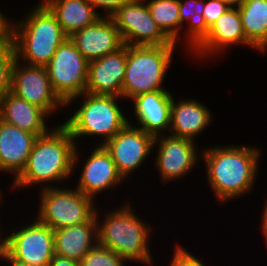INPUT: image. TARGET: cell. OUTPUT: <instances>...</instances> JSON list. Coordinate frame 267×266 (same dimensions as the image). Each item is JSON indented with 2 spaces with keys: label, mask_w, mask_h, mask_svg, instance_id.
I'll return each mask as SVG.
<instances>
[{
  "label": "cell",
  "mask_w": 267,
  "mask_h": 266,
  "mask_svg": "<svg viewBox=\"0 0 267 266\" xmlns=\"http://www.w3.org/2000/svg\"><path fill=\"white\" fill-rule=\"evenodd\" d=\"M134 115L147 134L160 136L170 130V115L173 95L168 90H156L131 99Z\"/></svg>",
  "instance_id": "ac0fdd59"
},
{
  "label": "cell",
  "mask_w": 267,
  "mask_h": 266,
  "mask_svg": "<svg viewBox=\"0 0 267 266\" xmlns=\"http://www.w3.org/2000/svg\"><path fill=\"white\" fill-rule=\"evenodd\" d=\"M174 258L171 261L170 266H204L199 259L193 256L190 252L186 251L179 244L176 246Z\"/></svg>",
  "instance_id": "f546056e"
},
{
  "label": "cell",
  "mask_w": 267,
  "mask_h": 266,
  "mask_svg": "<svg viewBox=\"0 0 267 266\" xmlns=\"http://www.w3.org/2000/svg\"><path fill=\"white\" fill-rule=\"evenodd\" d=\"M48 266H80L78 261L54 255Z\"/></svg>",
  "instance_id": "d6a6232c"
},
{
  "label": "cell",
  "mask_w": 267,
  "mask_h": 266,
  "mask_svg": "<svg viewBox=\"0 0 267 266\" xmlns=\"http://www.w3.org/2000/svg\"><path fill=\"white\" fill-rule=\"evenodd\" d=\"M254 46L246 39L238 8H229L195 42L190 53L199 58L213 56L227 50L230 45ZM205 56V57H203Z\"/></svg>",
  "instance_id": "4fadbf2b"
},
{
  "label": "cell",
  "mask_w": 267,
  "mask_h": 266,
  "mask_svg": "<svg viewBox=\"0 0 267 266\" xmlns=\"http://www.w3.org/2000/svg\"><path fill=\"white\" fill-rule=\"evenodd\" d=\"M94 8H103L106 16H111L116 12L122 5L127 3L129 0H86ZM107 12V13H106Z\"/></svg>",
  "instance_id": "4dcf8cb0"
},
{
  "label": "cell",
  "mask_w": 267,
  "mask_h": 266,
  "mask_svg": "<svg viewBox=\"0 0 267 266\" xmlns=\"http://www.w3.org/2000/svg\"><path fill=\"white\" fill-rule=\"evenodd\" d=\"M15 59L11 69V89L15 95L44 110L48 115L66 105L54 93L45 66L20 64Z\"/></svg>",
  "instance_id": "8fae6325"
},
{
  "label": "cell",
  "mask_w": 267,
  "mask_h": 266,
  "mask_svg": "<svg viewBox=\"0 0 267 266\" xmlns=\"http://www.w3.org/2000/svg\"><path fill=\"white\" fill-rule=\"evenodd\" d=\"M228 7L222 0L204 1L203 16L200 19V37L224 14Z\"/></svg>",
  "instance_id": "f1b7e54d"
},
{
  "label": "cell",
  "mask_w": 267,
  "mask_h": 266,
  "mask_svg": "<svg viewBox=\"0 0 267 266\" xmlns=\"http://www.w3.org/2000/svg\"><path fill=\"white\" fill-rule=\"evenodd\" d=\"M89 61L67 38L45 65L54 93L70 105L85 93Z\"/></svg>",
  "instance_id": "9c48e42d"
},
{
  "label": "cell",
  "mask_w": 267,
  "mask_h": 266,
  "mask_svg": "<svg viewBox=\"0 0 267 266\" xmlns=\"http://www.w3.org/2000/svg\"><path fill=\"white\" fill-rule=\"evenodd\" d=\"M176 45H127V61L123 79L122 99L166 90L162 82L172 62ZM124 97V98H123Z\"/></svg>",
  "instance_id": "5b68a950"
},
{
  "label": "cell",
  "mask_w": 267,
  "mask_h": 266,
  "mask_svg": "<svg viewBox=\"0 0 267 266\" xmlns=\"http://www.w3.org/2000/svg\"><path fill=\"white\" fill-rule=\"evenodd\" d=\"M130 206L106 213L102 223L97 219L98 245L111 249L127 261L151 264L150 226L135 215ZM100 223V224H99ZM149 226V227H147Z\"/></svg>",
  "instance_id": "277c9868"
},
{
  "label": "cell",
  "mask_w": 267,
  "mask_h": 266,
  "mask_svg": "<svg viewBox=\"0 0 267 266\" xmlns=\"http://www.w3.org/2000/svg\"><path fill=\"white\" fill-rule=\"evenodd\" d=\"M47 116L49 115L44 110L11 91L0 98V120L35 134L37 137L49 132L45 123Z\"/></svg>",
  "instance_id": "ffe728a7"
},
{
  "label": "cell",
  "mask_w": 267,
  "mask_h": 266,
  "mask_svg": "<svg viewBox=\"0 0 267 266\" xmlns=\"http://www.w3.org/2000/svg\"><path fill=\"white\" fill-rule=\"evenodd\" d=\"M70 131L59 124L37 137L25 168L14 179V187L24 188L68 178L79 160L78 149Z\"/></svg>",
  "instance_id": "7a4b0ae2"
},
{
  "label": "cell",
  "mask_w": 267,
  "mask_h": 266,
  "mask_svg": "<svg viewBox=\"0 0 267 266\" xmlns=\"http://www.w3.org/2000/svg\"><path fill=\"white\" fill-rule=\"evenodd\" d=\"M37 136L0 120V171L15 173L25 168Z\"/></svg>",
  "instance_id": "d6986e66"
},
{
  "label": "cell",
  "mask_w": 267,
  "mask_h": 266,
  "mask_svg": "<svg viewBox=\"0 0 267 266\" xmlns=\"http://www.w3.org/2000/svg\"><path fill=\"white\" fill-rule=\"evenodd\" d=\"M230 8L240 7L245 0H222Z\"/></svg>",
  "instance_id": "e575fe53"
},
{
  "label": "cell",
  "mask_w": 267,
  "mask_h": 266,
  "mask_svg": "<svg viewBox=\"0 0 267 266\" xmlns=\"http://www.w3.org/2000/svg\"><path fill=\"white\" fill-rule=\"evenodd\" d=\"M147 6L159 28L177 43L179 29L183 25L180 21L179 0H150Z\"/></svg>",
  "instance_id": "d4e9b609"
},
{
  "label": "cell",
  "mask_w": 267,
  "mask_h": 266,
  "mask_svg": "<svg viewBox=\"0 0 267 266\" xmlns=\"http://www.w3.org/2000/svg\"><path fill=\"white\" fill-rule=\"evenodd\" d=\"M0 198H2L1 194H0ZM0 203H1V199H0ZM0 232H1V230H0ZM0 236H1V234H0ZM2 243H3V240L0 239V252H1V249H2Z\"/></svg>",
  "instance_id": "d590c367"
},
{
  "label": "cell",
  "mask_w": 267,
  "mask_h": 266,
  "mask_svg": "<svg viewBox=\"0 0 267 266\" xmlns=\"http://www.w3.org/2000/svg\"><path fill=\"white\" fill-rule=\"evenodd\" d=\"M84 101L80 108L62 124L70 131L74 141L81 136H103L105 144L121 131L128 119L118 107L119 96L83 93Z\"/></svg>",
  "instance_id": "8992f818"
},
{
  "label": "cell",
  "mask_w": 267,
  "mask_h": 266,
  "mask_svg": "<svg viewBox=\"0 0 267 266\" xmlns=\"http://www.w3.org/2000/svg\"><path fill=\"white\" fill-rule=\"evenodd\" d=\"M127 61V45L88 64L85 92L95 95L122 97Z\"/></svg>",
  "instance_id": "2e32d148"
},
{
  "label": "cell",
  "mask_w": 267,
  "mask_h": 266,
  "mask_svg": "<svg viewBox=\"0 0 267 266\" xmlns=\"http://www.w3.org/2000/svg\"><path fill=\"white\" fill-rule=\"evenodd\" d=\"M199 101L188 99L175 102L173 97L170 115V135L195 141V137L209 126L212 115Z\"/></svg>",
  "instance_id": "7402d4cb"
},
{
  "label": "cell",
  "mask_w": 267,
  "mask_h": 266,
  "mask_svg": "<svg viewBox=\"0 0 267 266\" xmlns=\"http://www.w3.org/2000/svg\"><path fill=\"white\" fill-rule=\"evenodd\" d=\"M194 143L190 139L170 134L155 137L154 147L156 144L159 145L155 166H157L164 183L184 177L197 164L199 156Z\"/></svg>",
  "instance_id": "5bb4252c"
},
{
  "label": "cell",
  "mask_w": 267,
  "mask_h": 266,
  "mask_svg": "<svg viewBox=\"0 0 267 266\" xmlns=\"http://www.w3.org/2000/svg\"><path fill=\"white\" fill-rule=\"evenodd\" d=\"M69 38L89 62L114 53L124 46L114 21L105 15Z\"/></svg>",
  "instance_id": "9a60e30c"
},
{
  "label": "cell",
  "mask_w": 267,
  "mask_h": 266,
  "mask_svg": "<svg viewBox=\"0 0 267 266\" xmlns=\"http://www.w3.org/2000/svg\"><path fill=\"white\" fill-rule=\"evenodd\" d=\"M15 59L14 45L9 38L0 45V98L11 89V69Z\"/></svg>",
  "instance_id": "83f0119b"
},
{
  "label": "cell",
  "mask_w": 267,
  "mask_h": 266,
  "mask_svg": "<svg viewBox=\"0 0 267 266\" xmlns=\"http://www.w3.org/2000/svg\"><path fill=\"white\" fill-rule=\"evenodd\" d=\"M200 154L206 163L212 192L219 201H228L251 191L258 171L259 149L254 146H214L203 149Z\"/></svg>",
  "instance_id": "6da1fadb"
},
{
  "label": "cell",
  "mask_w": 267,
  "mask_h": 266,
  "mask_svg": "<svg viewBox=\"0 0 267 266\" xmlns=\"http://www.w3.org/2000/svg\"><path fill=\"white\" fill-rule=\"evenodd\" d=\"M238 10L246 39L257 51H267V0H245Z\"/></svg>",
  "instance_id": "cb8c5ba5"
},
{
  "label": "cell",
  "mask_w": 267,
  "mask_h": 266,
  "mask_svg": "<svg viewBox=\"0 0 267 266\" xmlns=\"http://www.w3.org/2000/svg\"><path fill=\"white\" fill-rule=\"evenodd\" d=\"M53 231L54 252L60 257L79 262L98 244L96 214L88 222Z\"/></svg>",
  "instance_id": "44dd1931"
},
{
  "label": "cell",
  "mask_w": 267,
  "mask_h": 266,
  "mask_svg": "<svg viewBox=\"0 0 267 266\" xmlns=\"http://www.w3.org/2000/svg\"><path fill=\"white\" fill-rule=\"evenodd\" d=\"M125 259L113 250L96 245L79 261L80 266H124Z\"/></svg>",
  "instance_id": "4316f807"
},
{
  "label": "cell",
  "mask_w": 267,
  "mask_h": 266,
  "mask_svg": "<svg viewBox=\"0 0 267 266\" xmlns=\"http://www.w3.org/2000/svg\"><path fill=\"white\" fill-rule=\"evenodd\" d=\"M95 148L86 159L76 186V189L91 198L104 190L113 189L124 179L104 146L98 145Z\"/></svg>",
  "instance_id": "e0dca14e"
},
{
  "label": "cell",
  "mask_w": 267,
  "mask_h": 266,
  "mask_svg": "<svg viewBox=\"0 0 267 266\" xmlns=\"http://www.w3.org/2000/svg\"><path fill=\"white\" fill-rule=\"evenodd\" d=\"M155 137L147 134L131 121L110 140L103 144L122 177L132 174L153 151Z\"/></svg>",
  "instance_id": "7c38bea8"
},
{
  "label": "cell",
  "mask_w": 267,
  "mask_h": 266,
  "mask_svg": "<svg viewBox=\"0 0 267 266\" xmlns=\"http://www.w3.org/2000/svg\"><path fill=\"white\" fill-rule=\"evenodd\" d=\"M31 11L24 20L10 24L9 38L13 42L16 59H23L28 65L45 66L69 37L43 1Z\"/></svg>",
  "instance_id": "3957f363"
},
{
  "label": "cell",
  "mask_w": 267,
  "mask_h": 266,
  "mask_svg": "<svg viewBox=\"0 0 267 266\" xmlns=\"http://www.w3.org/2000/svg\"><path fill=\"white\" fill-rule=\"evenodd\" d=\"M40 208L36 217L52 230L88 222L96 213L93 198L78 189L43 186Z\"/></svg>",
  "instance_id": "52a82bcc"
},
{
  "label": "cell",
  "mask_w": 267,
  "mask_h": 266,
  "mask_svg": "<svg viewBox=\"0 0 267 266\" xmlns=\"http://www.w3.org/2000/svg\"><path fill=\"white\" fill-rule=\"evenodd\" d=\"M11 266H35V265L11 264Z\"/></svg>",
  "instance_id": "8d00e7d4"
},
{
  "label": "cell",
  "mask_w": 267,
  "mask_h": 266,
  "mask_svg": "<svg viewBox=\"0 0 267 266\" xmlns=\"http://www.w3.org/2000/svg\"><path fill=\"white\" fill-rule=\"evenodd\" d=\"M43 3L54 14L68 37L102 16V13H97L86 0H44Z\"/></svg>",
  "instance_id": "603a6c76"
},
{
  "label": "cell",
  "mask_w": 267,
  "mask_h": 266,
  "mask_svg": "<svg viewBox=\"0 0 267 266\" xmlns=\"http://www.w3.org/2000/svg\"><path fill=\"white\" fill-rule=\"evenodd\" d=\"M5 14H2L0 11V45L5 43L10 36V23L5 16Z\"/></svg>",
  "instance_id": "1f68e13d"
},
{
  "label": "cell",
  "mask_w": 267,
  "mask_h": 266,
  "mask_svg": "<svg viewBox=\"0 0 267 266\" xmlns=\"http://www.w3.org/2000/svg\"><path fill=\"white\" fill-rule=\"evenodd\" d=\"M2 240L0 258L10 264L48 266L55 255L54 231L37 218Z\"/></svg>",
  "instance_id": "ba28073f"
},
{
  "label": "cell",
  "mask_w": 267,
  "mask_h": 266,
  "mask_svg": "<svg viewBox=\"0 0 267 266\" xmlns=\"http://www.w3.org/2000/svg\"><path fill=\"white\" fill-rule=\"evenodd\" d=\"M124 45H176L152 19L144 0H129L111 16Z\"/></svg>",
  "instance_id": "30bf717a"
},
{
  "label": "cell",
  "mask_w": 267,
  "mask_h": 266,
  "mask_svg": "<svg viewBox=\"0 0 267 266\" xmlns=\"http://www.w3.org/2000/svg\"><path fill=\"white\" fill-rule=\"evenodd\" d=\"M179 0V14L180 21L184 25L185 20H188V30L185 36L187 41L186 46L190 50L194 46L195 42L200 38V19L203 16L204 0Z\"/></svg>",
  "instance_id": "484cf974"
},
{
  "label": "cell",
  "mask_w": 267,
  "mask_h": 266,
  "mask_svg": "<svg viewBox=\"0 0 267 266\" xmlns=\"http://www.w3.org/2000/svg\"><path fill=\"white\" fill-rule=\"evenodd\" d=\"M261 229H262V233L264 234V238L267 241V202L263 209Z\"/></svg>",
  "instance_id": "836d02e7"
}]
</instances>
